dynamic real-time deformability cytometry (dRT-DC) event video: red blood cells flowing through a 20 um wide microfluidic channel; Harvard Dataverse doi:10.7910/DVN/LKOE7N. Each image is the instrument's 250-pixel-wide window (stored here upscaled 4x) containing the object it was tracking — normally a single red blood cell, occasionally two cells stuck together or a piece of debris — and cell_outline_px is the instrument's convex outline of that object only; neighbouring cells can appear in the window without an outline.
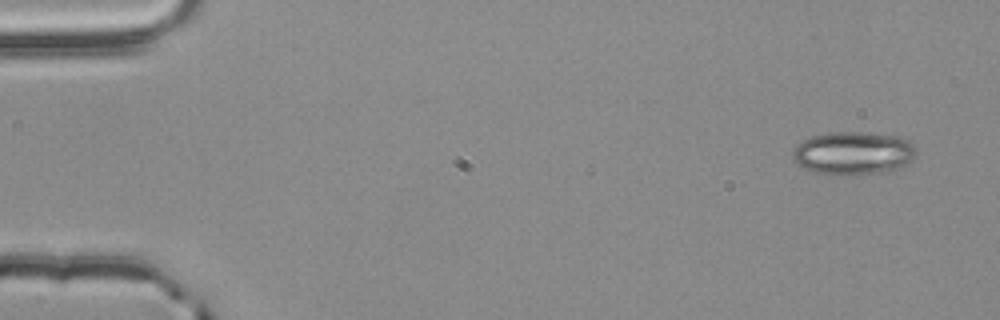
{"species": "common noctule bat (a hibernating species)", "species_latin": "Nyctalus noctula", "temperature_condition": "room temperature", "stored_images_in_passage": 53, "camera_frame_rate_fps": 3000, "um_per_image_px": 0.085, "animal": {"sex": "male", "body_mass_g": 20.4}, "frame": {"image": 1, "passage_image": 1, "time_ms": 0.0, "image_size_px": [1000, 320], "cell_outline_px": [[916, 156], [908, 164], [896, 168], [880, 172], [812, 172], [804, 168], [792, 156], [792, 148], [800, 140], [812, 136], [832, 132], [868, 132], [896, 136], [908, 140], [916, 148]], "centroid_in_image_um": [72.53, 12.95], "position_along_channel_um": 12.5, "area_um2": 30.29}}
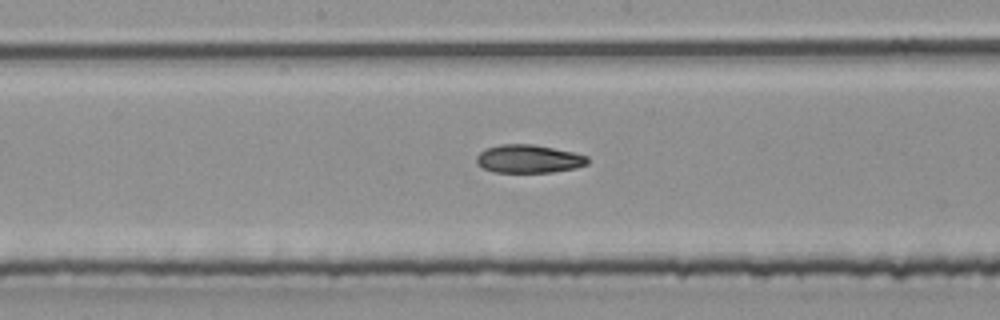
{"frame": {"image": 2, "passage_image": 27, "time_ms": 8.667, "image_size_px": [1000, 320], "cell_outline_px": [[588, 164], [576, 168], [552, 172], [492, 172], [476, 164], [476, 156], [480, 152], [488, 148], [500, 144], [532, 144], [572, 152], [588, 156]], "centroid_in_image_um": [44.93, 13.51], "position_along_channel_um": 203.3, "area_um2": 18.21}}
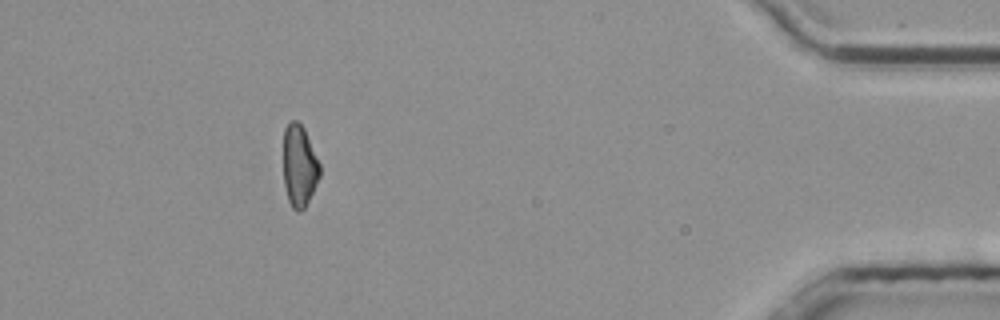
{"frame": {"image": 3, "passage_image": 48, "time_ms": 15.667, "image_size_px": [1000, 320], "cell_outline_px": [[320, 176], [304, 208], [300, 212], [296, 212], [292, 208], [288, 200], [284, 184], [284, 128], [292, 120], [296, 120], [304, 128], [320, 164]], "centroid_in_image_um": [25.44, 14.11], "position_along_channel_um": 409.8, "area_um2": 17.22}, "authors_computed_cell_mechanics": {"area_um2": 18.785, "velocity_mm_per_s": 3.7976, "shape_relaxation_time_tau1_ms": 8.3181, "shape_relaxation_time_tau2_ms": 3.599, "deformation_change_tau1": 0.1516, "deformation_change_tau2": 0.1018}}